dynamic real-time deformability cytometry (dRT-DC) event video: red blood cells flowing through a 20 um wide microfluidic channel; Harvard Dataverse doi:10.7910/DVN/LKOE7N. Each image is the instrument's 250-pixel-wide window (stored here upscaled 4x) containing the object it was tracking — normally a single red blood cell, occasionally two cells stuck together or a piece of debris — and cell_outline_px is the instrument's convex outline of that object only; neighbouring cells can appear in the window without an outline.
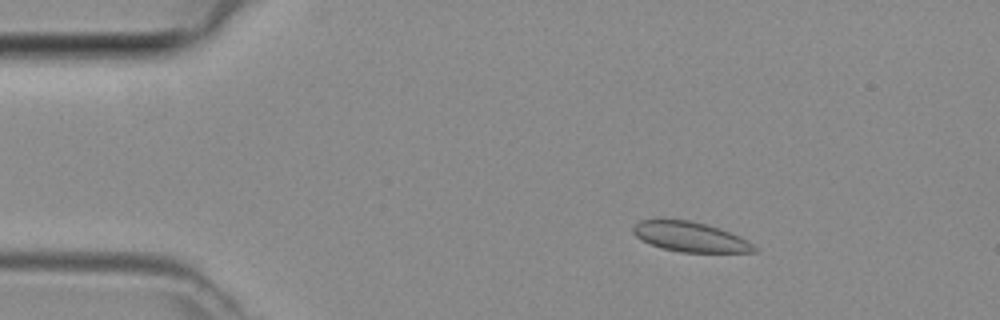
{"species": "common noctule bat (a hibernating species)", "species_latin": "Nyctalus noctula", "temperature_condition": "room temperature", "stored_images_in_passage": 47, "camera_frame_rate_fps": 3000, "um_per_image_px": 0.085, "animal": {"sex": "female", "body_mass_g": 29.2, "forearm_length_mm": 56.3}, "frame": {"image": 1, "passage_image": 8, "time_ms": 2.333, "image_size_px": [1000, 320], "cell_outline_px": [[756, 252], [680, 252], [660, 248], [640, 240], [632, 232], [632, 228], [640, 220], [688, 220], [720, 228], [740, 236], [748, 240], [756, 248]], "centroid_in_image_um": [58.65, 20.14], "position_along_channel_um": 26.3, "area_um2": 20.98}}
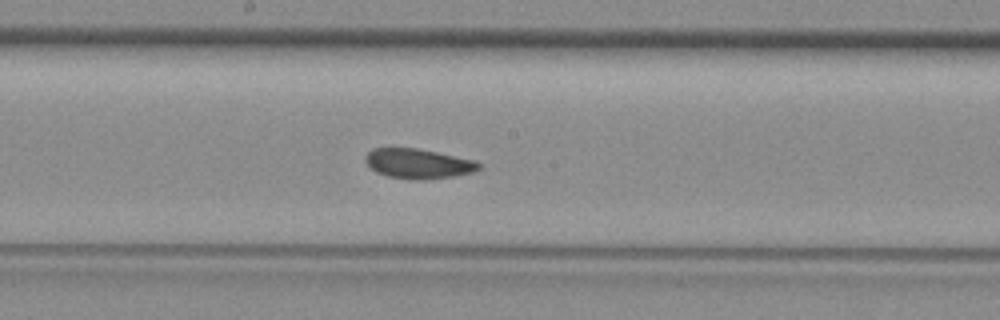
{"frame": {"image": 2, "passage_image": 25, "time_ms": 8.0, "image_size_px": [1000, 320], "cell_outline_px": [[480, 168], [472, 172], [452, 176], [424, 180], [408, 180], [388, 176], [376, 172], [364, 160], [364, 156], [372, 148], [416, 148], [476, 160], [480, 164]], "centroid_in_image_um": [35.52, 13.91], "position_along_channel_um": 212.7, "area_um2": 19.71}}
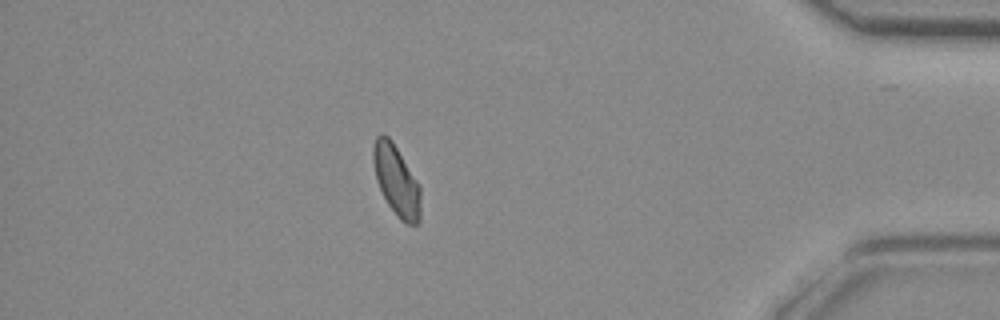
{"frame": {"image": 3, "passage_image": 41, "time_ms": 13.333, "image_size_px": [1000, 320], "cell_outline_px": [[420, 224], [404, 224], [400, 220], [388, 204], [376, 180], [372, 160], [372, 148], [376, 136], [380, 132], [384, 132], [392, 140], [416, 180], [420, 188]], "centroid_in_image_um": [33.67, 15.32], "position_along_channel_um": 401.5, "area_um2": 19.54}}